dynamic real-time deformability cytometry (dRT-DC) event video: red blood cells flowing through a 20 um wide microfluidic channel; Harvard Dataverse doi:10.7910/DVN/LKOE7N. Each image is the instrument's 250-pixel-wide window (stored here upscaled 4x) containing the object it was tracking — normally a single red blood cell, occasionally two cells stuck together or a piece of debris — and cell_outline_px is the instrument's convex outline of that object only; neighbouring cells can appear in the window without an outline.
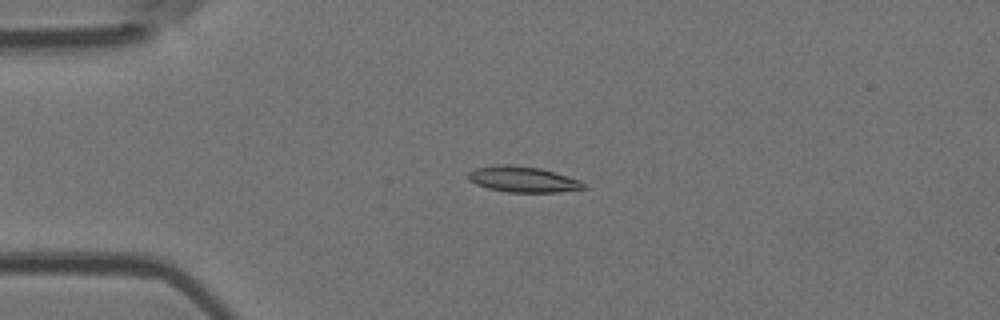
{"species": "Egyptian fruit bat (a non-hibernating species)", "species_latin": "Rousettus aegyptiacus", "temperature_condition": "room temperature", "stored_images_in_passage": 2, "camera_frame_rate_fps": 3000, "um_per_image_px": 0.085, "animal": {"sex": "female"}, "frame": {"image": 1, "passage_image": 2, "time_ms": 1.0, "image_size_px": [1000, 320], "cell_outline_px": [[588, 188], [556, 192], [508, 192], [488, 188], [476, 184], [468, 180], [468, 172], [476, 168], [504, 164], [508, 164], [540, 168], [580, 180]], "centroid_in_image_um": [44.44, 15.24], "position_along_channel_um": 40.6, "area_um2": 17.17}}